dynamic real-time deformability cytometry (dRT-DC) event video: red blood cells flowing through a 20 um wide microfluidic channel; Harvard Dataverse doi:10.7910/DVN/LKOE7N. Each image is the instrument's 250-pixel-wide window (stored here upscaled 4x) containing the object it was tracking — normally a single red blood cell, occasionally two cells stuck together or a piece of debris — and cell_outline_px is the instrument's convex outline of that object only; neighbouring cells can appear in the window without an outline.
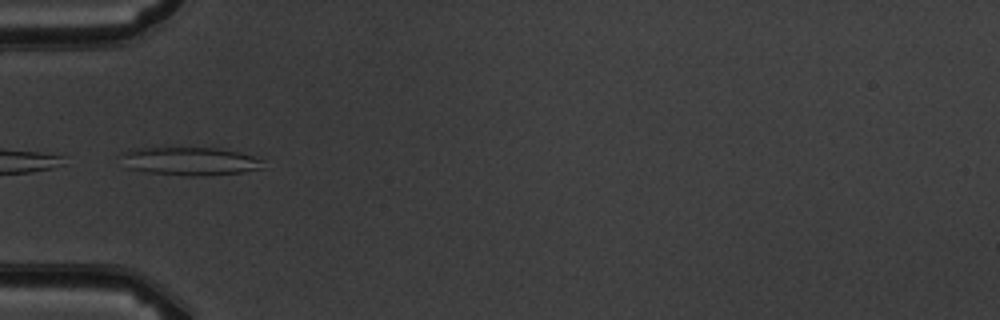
{"species": "common noctule bat (a hibernating species)", "species_latin": "Nyctalus noctula", "temperature_condition": "warm", "stored_images_in_passage": 6, "camera_frame_rate_fps": 3000, "um_per_image_px": 0.085, "animal": {"sex": "male", "body_mass_g": 19.5, "forearm_length_mm": 54.6}, "frame": {"image": 1, "passage_image": 5, "time_ms": 4.667, "image_size_px": [1000, 320], "cell_outline_px": [[264, 168], [240, 172], [200, 176], [188, 176], [144, 172], [128, 168], [120, 152], [132, 148], [172, 144], [220, 148], [252, 156], [264, 160]], "centroid_in_image_um": [16.07, 13.64], "position_along_channel_um": 68.9, "area_um2": 24.57}}
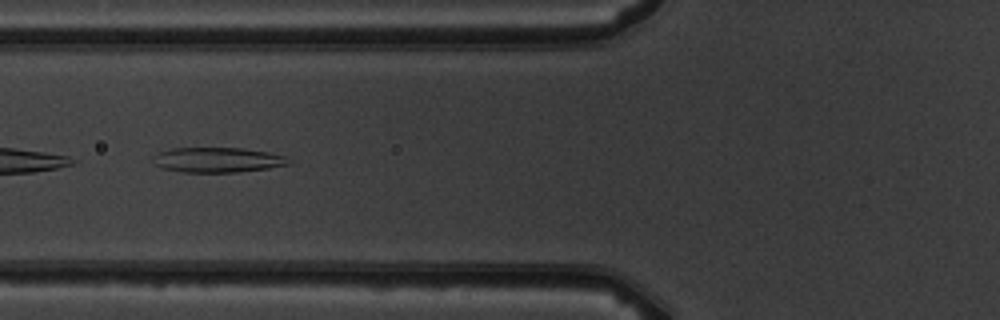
{"frame": {"image": 2, "passage_image": 6, "time_ms": 5.667, "image_size_px": [1000, 320], "cell_outline_px": [[292, 164], [268, 168], [236, 172], [184, 172], [160, 168], [156, 164], [152, 156], [160, 152], [172, 148], [240, 148], [268, 152], [284, 156]], "centroid_in_image_um": [18.48, 13.59], "position_along_channel_um": 107.3, "area_um2": 19.59}}